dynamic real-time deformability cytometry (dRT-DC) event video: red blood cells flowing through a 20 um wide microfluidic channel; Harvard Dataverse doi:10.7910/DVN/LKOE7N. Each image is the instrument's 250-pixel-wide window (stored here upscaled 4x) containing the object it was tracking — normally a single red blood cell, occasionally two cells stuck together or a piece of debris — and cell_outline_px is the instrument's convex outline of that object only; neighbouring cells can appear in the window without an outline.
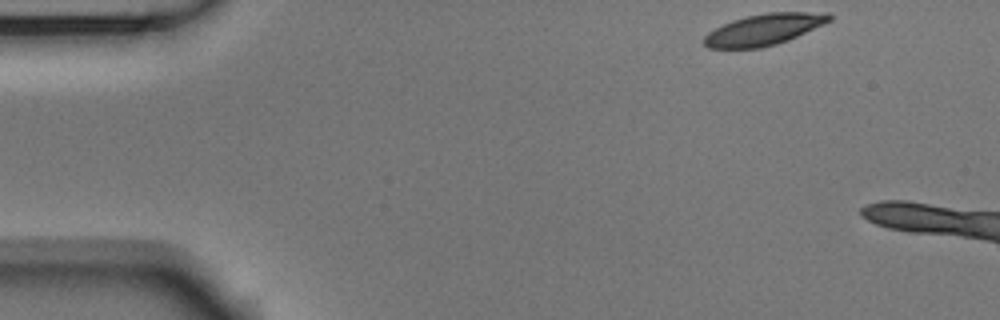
{"species": "Egyptian fruit bat (a non-hibernating species)", "species_latin": "Rousettus aegyptiacus", "temperature_condition": "room temperature", "stored_images_in_passage": 6, "camera_frame_rate_fps": 3000, "um_per_image_px": 0.085, "animal": {"sex": "male"}, "frame": {"image": 1, "passage_image": 1, "time_ms": 0.0, "image_size_px": [1000, 320], "cell_outline_px": [[832, 20], [824, 24], [788, 40], [776, 44], [760, 48], [708, 48], [704, 44], [704, 36], [708, 32], [732, 20], [748, 16], [768, 12], [828, 12], [832, 16]], "centroid_in_image_um": [64.96, 2.5], "position_along_channel_um": 20.0, "area_um2": 22.72}}